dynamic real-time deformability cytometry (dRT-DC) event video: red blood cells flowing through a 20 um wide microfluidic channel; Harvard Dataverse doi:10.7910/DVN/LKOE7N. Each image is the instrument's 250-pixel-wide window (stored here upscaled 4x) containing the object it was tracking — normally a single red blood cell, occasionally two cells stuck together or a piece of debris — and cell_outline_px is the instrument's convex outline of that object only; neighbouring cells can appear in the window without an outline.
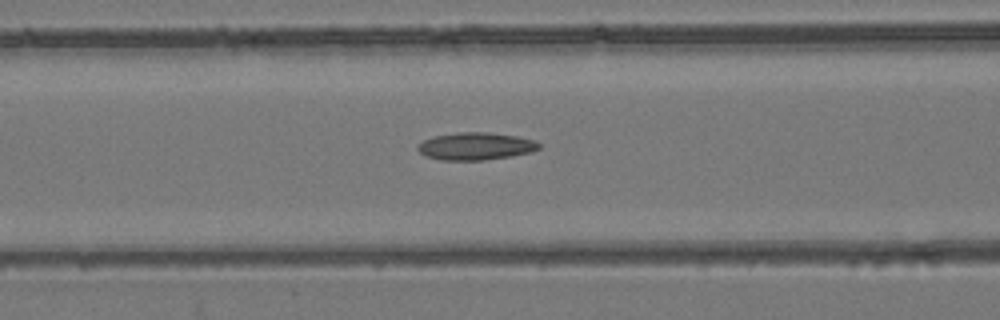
{"species": "common noctule bat (a hibernating species)", "species_latin": "Nyctalus noctula", "temperature_condition": "room temperature", "stored_images_in_passage": 50, "camera_frame_rate_fps": 3000, "um_per_image_px": 0.085, "animal": {"sex": "female", "body_mass_g": 24.6, "forearm_length_mm": 56.2}, "frame": {"image": 1, "passage_image": 20, "time_ms": 6.333, "image_size_px": [1000, 320], "cell_outline_px": [[540, 148], [532, 152], [512, 156], [484, 160], [444, 160], [428, 156], [420, 152], [416, 148], [424, 140], [432, 136], [460, 132], [488, 132], [516, 136], [536, 140], [540, 144]], "centroid_in_image_um": [40.48, 12.42], "position_along_channel_um": 126.1, "area_um2": 19.36}}
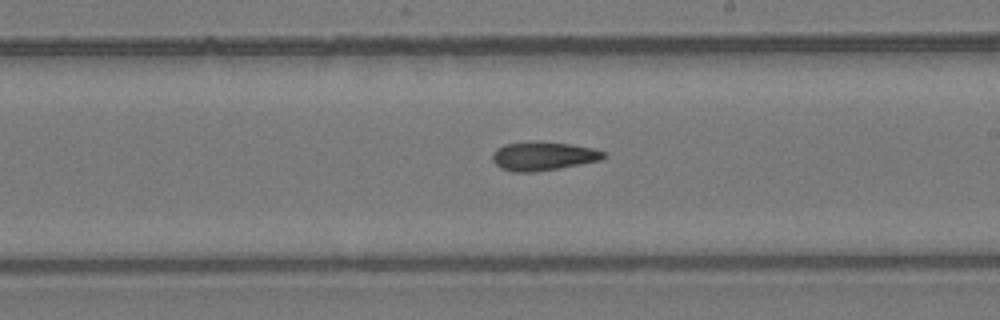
{"frame": {"image": 2, "passage_image": 29, "time_ms": 9.333, "image_size_px": [1000, 320], "cell_outline_px": [[608, 156], [600, 160], [580, 164], [532, 172], [512, 172], [500, 168], [492, 160], [492, 152], [496, 148], [504, 144], [572, 144], [592, 148], [604, 152]], "centroid_in_image_um": [46.15, 13.31], "position_along_channel_um": 242.8, "area_um2": 17.8}}
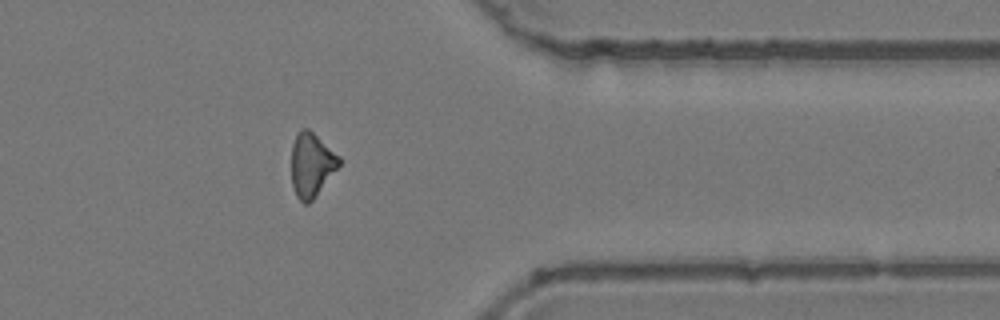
{"frame": {"image": 3, "passage_image": 41, "time_ms": 13.333, "image_size_px": [1000, 320], "cell_outline_px": [[340, 164], [312, 200], [308, 204], [304, 204], [296, 196], [292, 184], [292, 144], [296, 132], [300, 128], [308, 128], [340, 156]], "centroid_in_image_um": [26.46, 13.98], "position_along_channel_um": 384.9, "area_um2": 17.63}}